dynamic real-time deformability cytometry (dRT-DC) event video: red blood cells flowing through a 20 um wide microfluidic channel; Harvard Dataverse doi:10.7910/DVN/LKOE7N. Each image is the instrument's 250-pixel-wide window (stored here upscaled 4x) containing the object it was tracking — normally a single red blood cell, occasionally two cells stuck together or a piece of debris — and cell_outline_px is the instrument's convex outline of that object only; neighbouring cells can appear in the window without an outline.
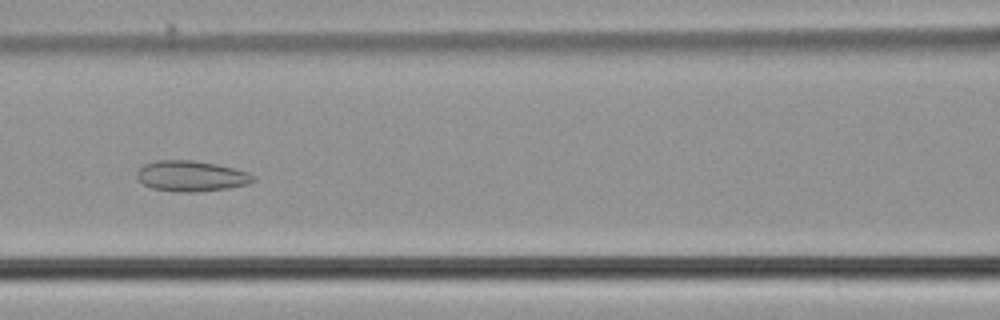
{"species": "common noctule bat (a hibernating species)", "species_latin": "Nyctalus noctula", "temperature_condition": "cold", "stored_images_in_passage": 53, "camera_frame_rate_fps": 3000, "um_per_image_px": 0.085, "animal": {"sex": "male", "body_mass_g": 21.5, "forearm_length_mm": 52.0}, "frame": {"image": 1, "passage_image": 23, "time_ms": 7.333, "image_size_px": [1000, 320], "cell_outline_px": [[256, 180], [248, 184], [228, 188], [196, 192], [180, 192], [152, 188], [144, 184], [136, 176], [136, 172], [144, 164], [156, 160], [192, 160], [216, 164], [248, 172], [256, 176]], "centroid_in_image_um": [16.27, 14.96], "position_along_channel_um": 150.3, "area_um2": 20.75}}
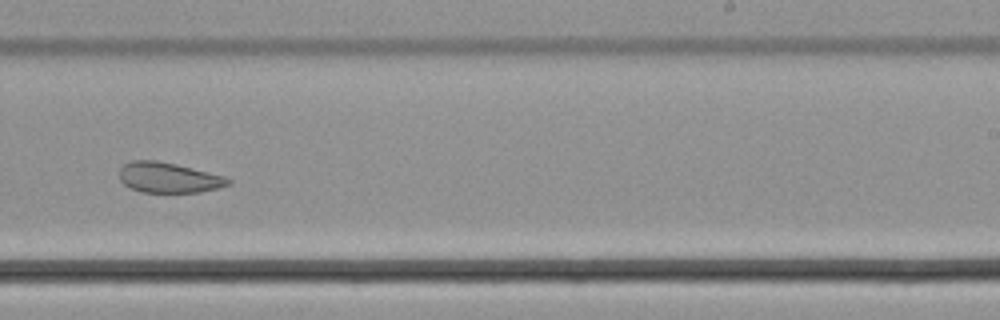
{"frame": {"image": 2, "passage_image": 33, "time_ms": 10.667, "image_size_px": [1000, 320], "cell_outline_px": [[232, 184], [200, 192], [140, 192], [124, 184], [120, 180], [120, 168], [124, 164], [132, 160], [156, 160], [176, 164], [224, 176], [232, 180]], "centroid_in_image_um": [14.33, 15.09], "position_along_channel_um": 274.7, "area_um2": 19.13}}
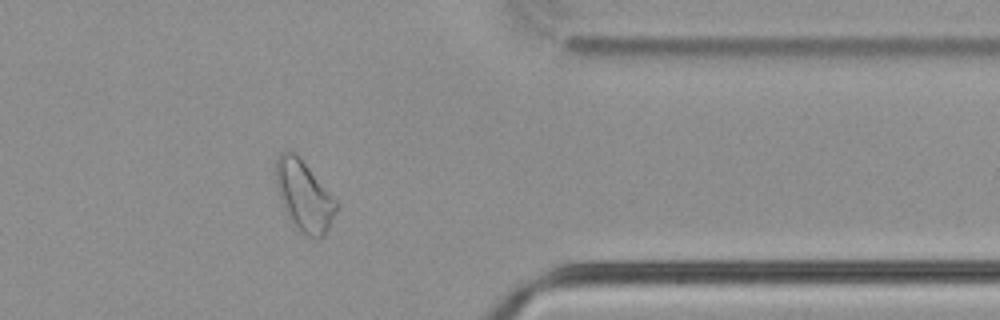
{"frame": {"image": 3, "passage_image": 43, "time_ms": 14.0, "image_size_px": [1000, 320], "cell_outline_px": [[336, 212], [324, 236], [320, 240], [316, 240], [304, 236], [292, 224], [284, 208], [276, 184], [276, 160], [280, 152], [292, 148], [300, 156], [336, 200]], "centroid_in_image_um": [25.83, 16.65], "position_along_channel_um": 385.6, "area_um2": 25.03}, "authors_computed_cell_mechanics": {"area_um2": 25.2586, "velocity_mm_per_s": 3.7403, "shape_relaxation_time_tau1_ms": null, "shape_relaxation_time_tau2_ms": 2.2, "deformation_change_tau1": null, "deformation_change_tau2": 0.0884}}